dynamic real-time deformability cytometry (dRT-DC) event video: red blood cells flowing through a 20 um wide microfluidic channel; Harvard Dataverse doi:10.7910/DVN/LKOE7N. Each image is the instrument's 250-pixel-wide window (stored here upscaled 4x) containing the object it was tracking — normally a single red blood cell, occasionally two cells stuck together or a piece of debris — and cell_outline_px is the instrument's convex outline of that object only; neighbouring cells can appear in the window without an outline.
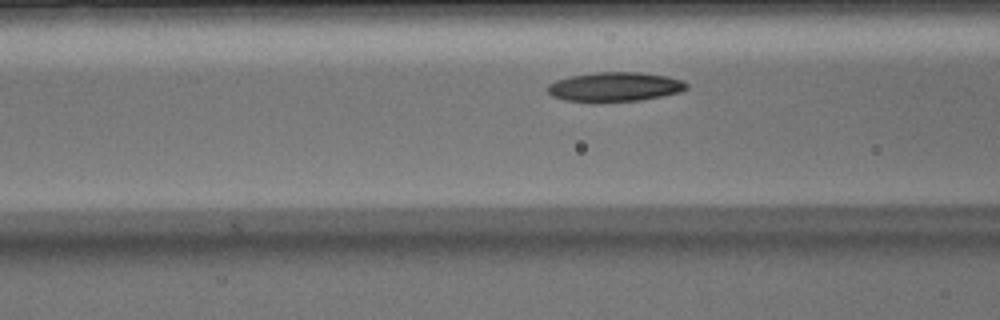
{"species": "Egyptian fruit bat (a non-hibernating species)", "species_latin": "Rousettus aegyptiacus", "temperature_condition": "warm", "stored_images_in_passage": 10, "camera_frame_rate_fps": 3000, "um_per_image_px": 0.085, "animal": {"sex": "male"}, "frame": {"image": 1, "passage_image": 6, "time_ms": 1.667, "image_size_px": [1000, 320], "cell_outline_px": [[688, 88], [680, 92], [640, 100], [564, 100], [552, 96], [548, 92], [548, 84], [556, 80], [568, 76], [596, 72], [640, 72], [668, 76], [680, 80], [688, 84]], "centroid_in_image_um": [52.27, 7.34], "position_along_channel_um": 114.3, "area_um2": 23.24}}
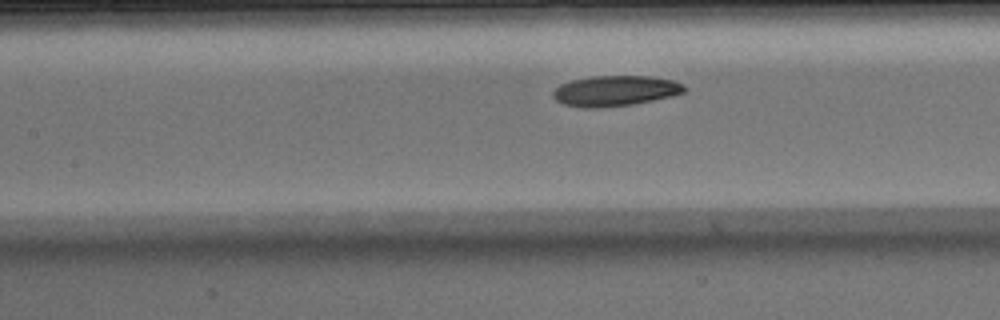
{"frame": {"image": 2, "passage_image": 9, "time_ms": 2.667, "image_size_px": [1000, 320], "cell_outline_px": [[688, 88], [684, 92], [672, 96], [632, 104], [604, 108], [584, 108], [564, 104], [556, 100], [552, 96], [552, 92], [560, 84], [572, 80], [592, 76], [652, 76], [672, 80], [684, 84]], "centroid_in_image_um": [52.3, 7.72], "position_along_channel_um": 155.1, "area_um2": 23.47}}